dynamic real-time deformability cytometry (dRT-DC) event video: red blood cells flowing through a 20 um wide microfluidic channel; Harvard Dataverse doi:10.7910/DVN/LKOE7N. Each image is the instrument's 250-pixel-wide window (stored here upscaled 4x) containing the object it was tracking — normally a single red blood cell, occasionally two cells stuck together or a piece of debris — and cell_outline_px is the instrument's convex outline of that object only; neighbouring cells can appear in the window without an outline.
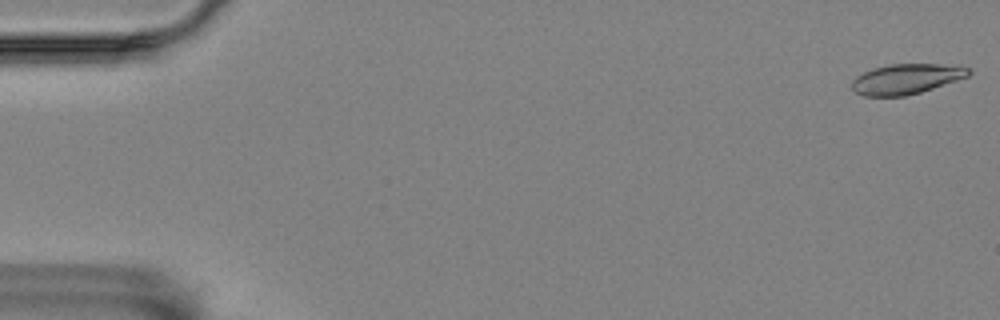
{"species": "Egyptian fruit bat (a non-hibernating species)", "species_latin": "Rousettus aegyptiacus", "temperature_condition": "room temperature", "stored_images_in_passage": 4, "camera_frame_rate_fps": 3000, "um_per_image_px": 0.085, "animal": {"sex": "female"}, "frame": {"image": 1, "passage_image": 1, "time_ms": 0.0, "image_size_px": [1000, 320], "cell_outline_px": [[972, 72], [968, 76], [920, 92], [904, 96], [864, 96], [856, 92], [852, 88], [852, 80], [856, 76], [872, 68], [888, 64], [960, 64], [968, 68]], "centroid_in_image_um": [77.04, 6.69], "position_along_channel_um": 8.0, "area_um2": 20.58}}